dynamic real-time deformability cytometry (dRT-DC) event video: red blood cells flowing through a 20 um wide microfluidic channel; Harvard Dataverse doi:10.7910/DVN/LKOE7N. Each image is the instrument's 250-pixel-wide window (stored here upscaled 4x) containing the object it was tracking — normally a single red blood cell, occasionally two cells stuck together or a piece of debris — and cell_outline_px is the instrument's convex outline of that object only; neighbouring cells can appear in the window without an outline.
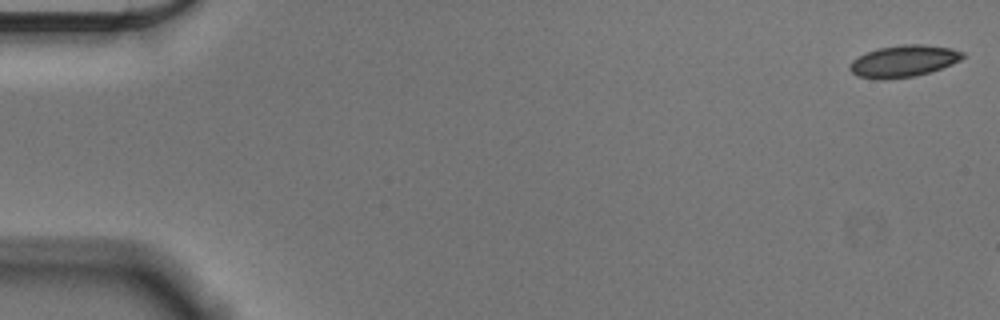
{"species": "Egyptian fruit bat (a non-hibernating species)", "species_latin": "Rousettus aegyptiacus", "temperature_condition": "cold", "stored_images_in_passage": 8, "camera_frame_rate_fps": 3000, "um_per_image_px": 0.085, "animal": {"sex": "male"}, "frame": {"image": 1, "passage_image": 1, "time_ms": 0.0, "image_size_px": [1000, 320], "cell_outline_px": [[968, 56], [952, 64], [916, 76], [880, 80], [856, 76], [848, 68], [852, 60], [868, 52], [880, 48], [904, 44], [924, 44], [952, 48], [964, 52]], "centroid_in_image_um": [76.83, 5.19], "position_along_channel_um": 8.2, "area_um2": 20.92}}